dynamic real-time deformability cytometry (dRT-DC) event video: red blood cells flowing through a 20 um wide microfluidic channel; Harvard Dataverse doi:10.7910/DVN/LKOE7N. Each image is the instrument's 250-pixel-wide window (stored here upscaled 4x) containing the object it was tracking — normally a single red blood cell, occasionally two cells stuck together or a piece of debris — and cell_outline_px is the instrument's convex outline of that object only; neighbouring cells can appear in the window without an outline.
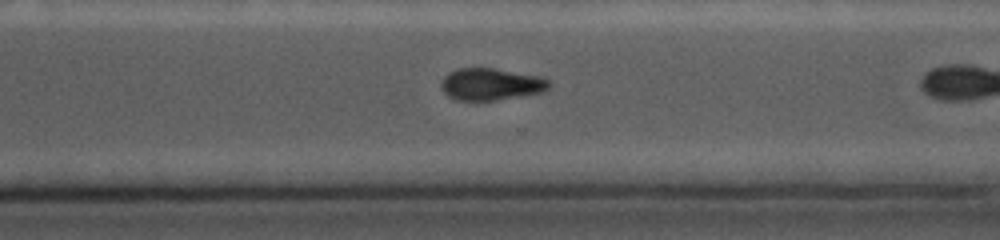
{"species": "common noctule bat (a hibernating species)", "species_latin": "Nyctalus noctula", "temperature_condition": "cold", "stored_images_in_passage": 24, "camera_frame_rate_fps": 5000, "um_per_image_px": 0.085, "animal": {"sex": "female", "body_mass_g": 19.0, "forearm_length_mm": 56.7}, "frame": {"image": 1, "passage_image": 17, "time_ms": 6.2, "image_size_px": [1000, 240], "cell_outline_px": [[552, 84], [548, 88], [540, 92], [492, 100], [456, 100], [448, 96], [440, 88], [440, 84], [444, 76], [448, 72], [460, 68], [492, 68], [540, 76], [548, 80]], "centroid_in_image_um": [41.68, 7.14], "position_along_channel_um": 328.9, "area_um2": 19.88}, "authors_computed_cell_mechanics": {"area_um2": 21.6172, "velocity_mm_per_s": 3.8578, "shape_relaxation_time_tau1_ms": null, "shape_relaxation_time_tau2_ms": 8.6749, "deformation_change_tau1": null, "deformation_change_tau2": 0.1102}}